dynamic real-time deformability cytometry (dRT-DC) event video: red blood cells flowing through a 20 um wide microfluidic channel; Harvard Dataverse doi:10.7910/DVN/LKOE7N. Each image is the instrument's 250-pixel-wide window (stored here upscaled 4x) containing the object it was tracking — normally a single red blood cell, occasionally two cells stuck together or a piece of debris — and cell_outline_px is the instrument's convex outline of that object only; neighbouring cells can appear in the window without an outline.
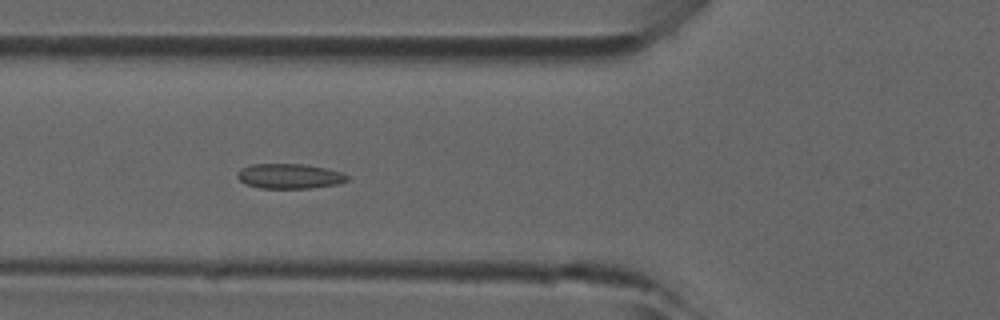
{"species": "common noctule bat (a hibernating species)", "species_latin": "Nyctalus noctula", "temperature_condition": "room temperature", "stored_images_in_passage": 7, "camera_frame_rate_fps": 3000, "um_per_image_px": 0.085, "animal": {"sex": "male", "forearm_length_mm": 52.5}, "frame": {"image": 1, "passage_image": 6, "time_ms": 1.667, "image_size_px": [1000, 320], "cell_outline_px": [[348, 180], [336, 184], [308, 188], [260, 188], [244, 184], [236, 176], [236, 172], [240, 168], [252, 164], [304, 164], [344, 172], [348, 176]], "centroid_in_image_um": [24.56, 14.97], "position_along_channel_um": 101.2, "area_um2": 16.01}}
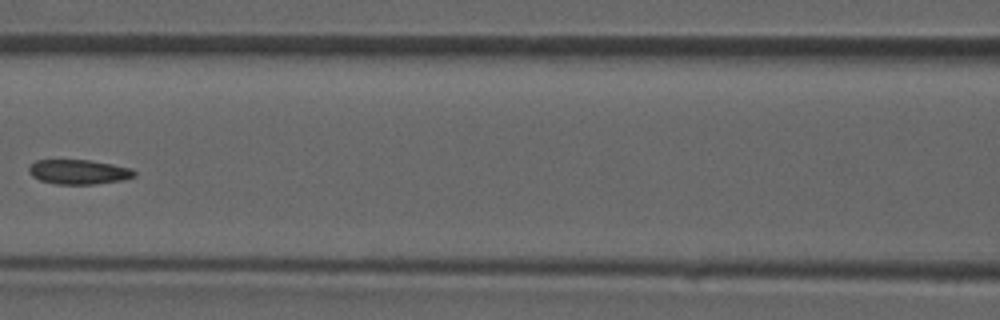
{"frame": {"image": 2, "passage_image": 7, "time_ms": 2.0, "image_size_px": [1000, 320], "cell_outline_px": [[136, 176], [124, 180], [96, 184], [56, 184], [40, 180], [32, 176], [28, 172], [28, 168], [36, 160], [88, 160], [112, 164], [132, 168], [136, 172]], "centroid_in_image_um": [6.72, 14.61], "position_along_channel_um": 159.9, "area_um2": 15.2}}